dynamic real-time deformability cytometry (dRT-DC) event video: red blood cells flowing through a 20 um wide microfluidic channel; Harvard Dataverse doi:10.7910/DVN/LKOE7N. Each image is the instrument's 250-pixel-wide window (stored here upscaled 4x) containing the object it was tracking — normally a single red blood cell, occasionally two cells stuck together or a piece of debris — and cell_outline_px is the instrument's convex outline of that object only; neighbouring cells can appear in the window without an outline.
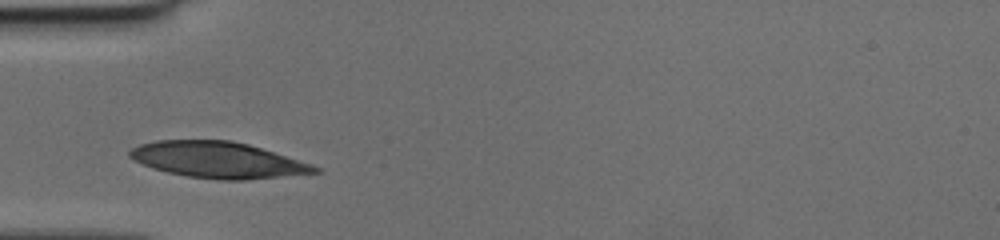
{"species": "human", "species_latin": "Homo sapiens", "temperature_condition": "cold", "stored_images_in_passage": 24, "camera_frame_rate_fps": 3000, "um_per_image_px": 0.085, "donor": {"sex": "female"}, "frame": {"image": 1, "passage_image": 1, "time_ms": 0.0, "image_size_px": [1000, 240], "cell_outline_px": [[324, 172], [244, 180], [220, 180], [188, 176], [168, 172], [152, 168], [128, 156], [128, 152], [132, 148], [140, 144], [156, 140], [228, 140], [248, 144], [312, 164], [320, 168]], "centroid_in_image_um": [18.54, 13.59], "position_along_channel_um": 66.5, "area_um2": 38.73}}
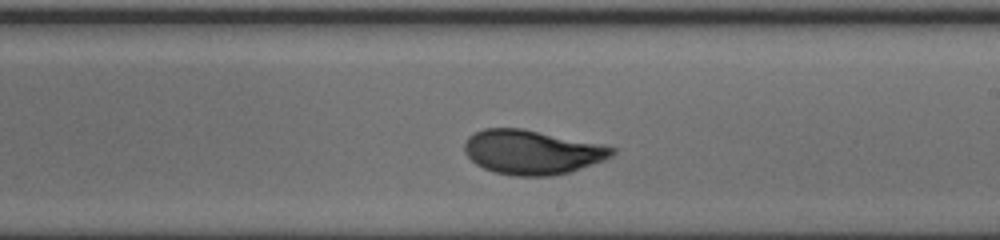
{"frame": {"image": 2, "passage_image": 14, "time_ms": 4.333, "image_size_px": [1000, 240], "cell_outline_px": [[616, 152], [612, 156], [604, 160], [572, 172], [552, 176], [516, 176], [496, 172], [484, 168], [476, 164], [464, 152], [464, 144], [468, 136], [484, 128], [520, 128], [604, 144], [616, 148]], "centroid_in_image_um": [45.26, 12.93], "position_along_channel_um": 243.7, "area_um2": 38.26}}
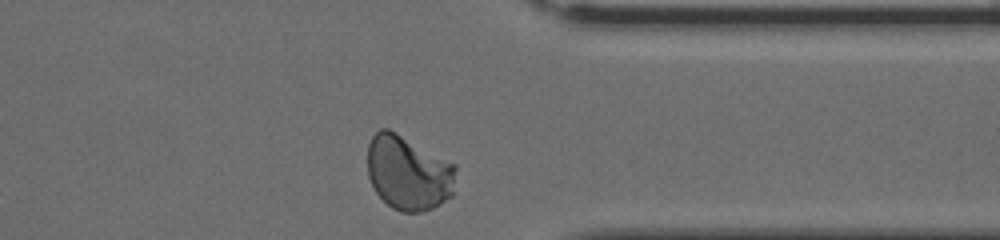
{"frame": {"image": 3, "passage_image": 24, "time_ms": 7.667, "image_size_px": [1000, 240], "cell_outline_px": [[456, 168], [452, 196], [432, 208], [420, 212], [400, 212], [392, 208], [376, 192], [368, 176], [368, 144], [372, 136], [380, 128], [388, 128], [456, 164]], "centroid_in_image_um": [34.7, 14.69], "position_along_channel_um": 376.7, "area_um2": 38.38}}